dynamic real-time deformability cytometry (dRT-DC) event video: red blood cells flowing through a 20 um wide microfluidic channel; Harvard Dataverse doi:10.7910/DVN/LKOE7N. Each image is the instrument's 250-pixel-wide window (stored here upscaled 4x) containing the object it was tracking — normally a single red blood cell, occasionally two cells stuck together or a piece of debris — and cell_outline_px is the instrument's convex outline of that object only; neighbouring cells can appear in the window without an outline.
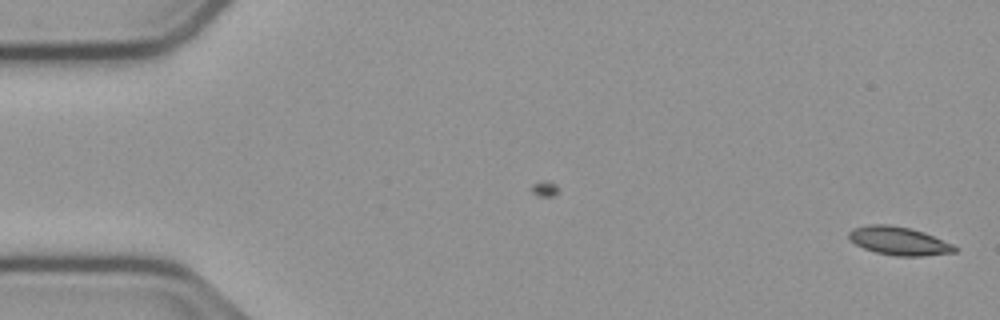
{"species": "common noctule bat (a hibernating species)", "species_latin": "Nyctalus noctula", "temperature_condition": "cold", "stored_images_in_passage": 54, "camera_frame_rate_fps": 3000, "um_per_image_px": 0.085, "animal": {"sex": "male", "body_mass_g": 23.1, "forearm_length_mm": 52.7}, "frame": {"image": 1, "passage_image": 1, "time_ms": 0.0, "image_size_px": [1000, 320], "cell_outline_px": [[960, 248], [956, 252], [920, 256], [896, 256], [876, 252], [864, 248], [848, 240], [848, 232], [852, 228], [868, 224], [888, 224], [908, 228], [924, 232], [952, 244]], "centroid_in_image_um": [76.38, 20.47], "position_along_channel_um": 8.6, "area_um2": 17.51}}
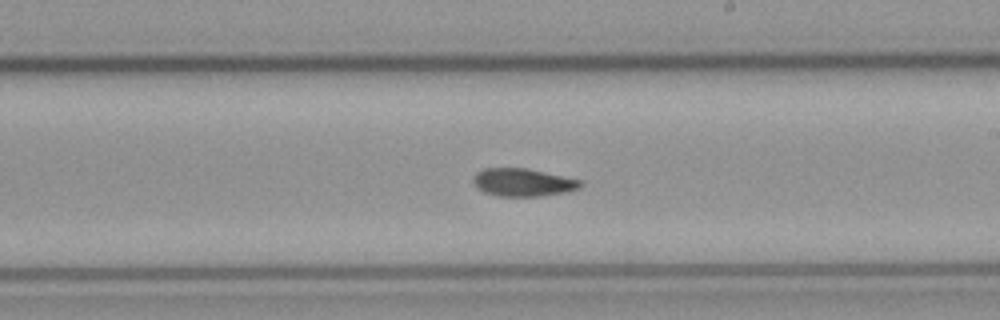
{"frame": {"image": 2, "passage_image": 31, "time_ms": 10.0, "image_size_px": [1000, 320], "cell_outline_px": [[584, 184], [580, 188], [540, 196], [496, 196], [484, 192], [476, 188], [472, 180], [472, 176], [476, 172], [484, 168], [528, 168], [580, 180]], "centroid_in_image_um": [44.38, 15.49], "position_along_channel_um": 244.6, "area_um2": 17.4}}
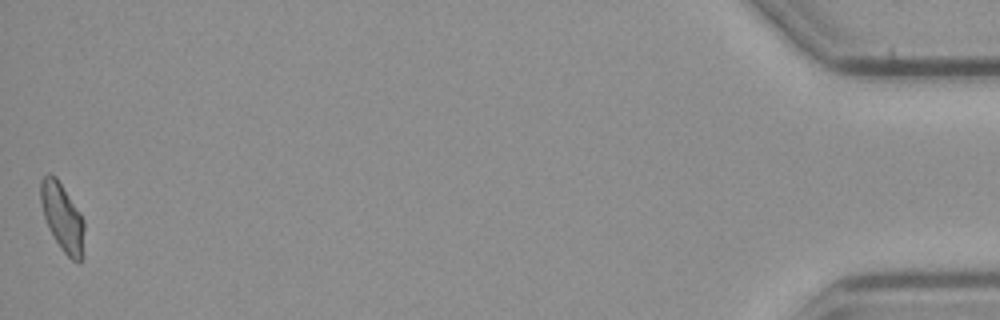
{"frame": {"image": 3, "passage_image": 54, "time_ms": 17.667, "image_size_px": [1000, 320], "cell_outline_px": [[84, 256], [80, 260], [72, 260], [60, 248], [48, 228], [40, 204], [40, 180], [48, 172], [56, 176], [80, 212], [84, 220]], "centroid_in_image_um": [5.3, 18.46], "position_along_channel_um": 429.9, "area_um2": 17.51}, "authors_computed_cell_mechanics": {"area_um2": 17.5134, "velocity_mm_per_s": 3.7585, "shape_relaxation_time_tau1_ms": null, "shape_relaxation_time_tau2_ms": 7.7195, "deformation_change_tau1": null, "deformation_change_tau2": 0.1252}}